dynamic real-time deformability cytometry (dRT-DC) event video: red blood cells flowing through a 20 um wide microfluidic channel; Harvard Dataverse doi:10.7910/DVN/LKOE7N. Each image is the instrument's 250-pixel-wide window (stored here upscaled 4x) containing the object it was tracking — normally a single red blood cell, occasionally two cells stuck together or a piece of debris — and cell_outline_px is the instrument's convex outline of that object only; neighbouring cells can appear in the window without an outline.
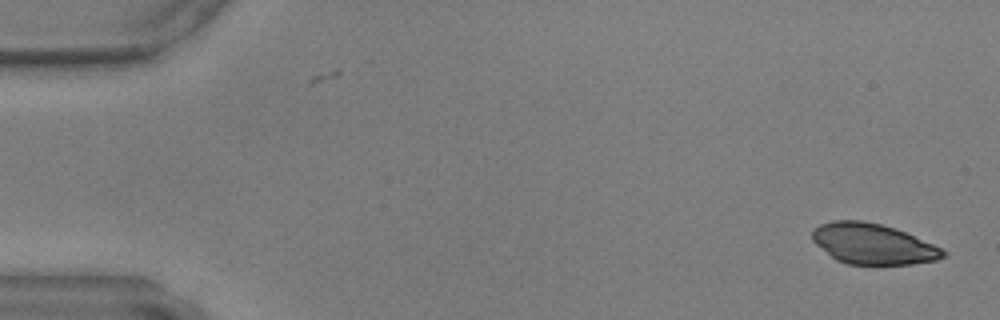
{"species": "common noctule bat (a hibernating species)", "species_latin": "Nyctalus noctula", "temperature_condition": "warm", "stored_images_in_passage": 4, "camera_frame_rate_fps": 3000, "um_per_image_px": 0.085, "animal": {"sex": "male", "body_mass_g": 17.9, "forearm_length_mm": 54.2}, "frame": {"image": 1, "passage_image": 1, "time_ms": 0.0, "image_size_px": [1000, 320], "cell_outline_px": [[948, 252], [944, 256], [936, 260], [912, 264], [848, 264], [836, 260], [816, 244], [812, 240], [812, 228], [820, 224], [832, 220], [860, 220], [880, 224], [896, 228], [932, 244]], "centroid_in_image_um": [74.16, 20.72], "position_along_channel_um": 10.8, "area_um2": 30.81}}